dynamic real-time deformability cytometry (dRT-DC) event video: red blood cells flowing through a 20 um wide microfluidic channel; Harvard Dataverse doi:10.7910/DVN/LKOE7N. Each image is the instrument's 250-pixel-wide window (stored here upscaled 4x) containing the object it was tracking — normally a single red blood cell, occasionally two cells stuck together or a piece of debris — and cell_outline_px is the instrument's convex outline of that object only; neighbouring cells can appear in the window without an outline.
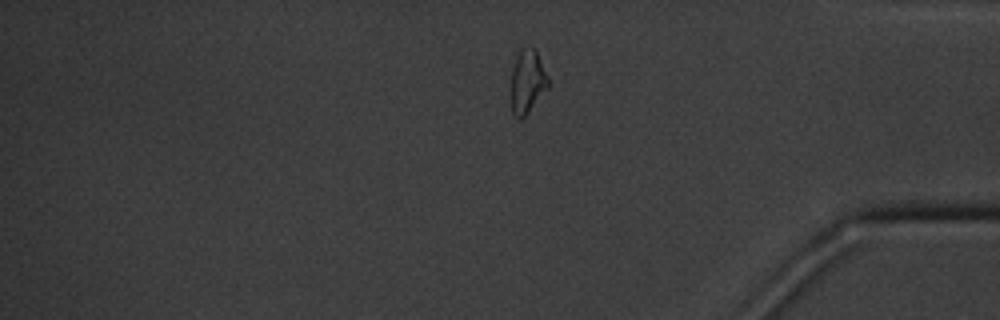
{"species": "common noctule bat (a hibernating species)", "species_latin": "Nyctalus noctula", "temperature_condition": "cold", "stored_images_in_passage": 16, "segment_of_instrument_passage": [2, 2], "camera_frame_rate_fps": 3000, "um_per_image_px": 0.085, "animal": {"sex": "male", "body_mass_g": 20.1, "forearm_length_mm": 53.5}, "frame": {"image": 1, "passage_image": 16, "time_ms": 19.333, "image_size_px": [1000, 320], "cell_outline_px": [[552, 84], [524, 116], [520, 120], [512, 112], [508, 96], [508, 92], [512, 68], [516, 56], [520, 48], [536, 48]], "centroid_in_image_um": [44.8, 6.93], "position_along_channel_um": 390.4, "area_um2": 14.57}}